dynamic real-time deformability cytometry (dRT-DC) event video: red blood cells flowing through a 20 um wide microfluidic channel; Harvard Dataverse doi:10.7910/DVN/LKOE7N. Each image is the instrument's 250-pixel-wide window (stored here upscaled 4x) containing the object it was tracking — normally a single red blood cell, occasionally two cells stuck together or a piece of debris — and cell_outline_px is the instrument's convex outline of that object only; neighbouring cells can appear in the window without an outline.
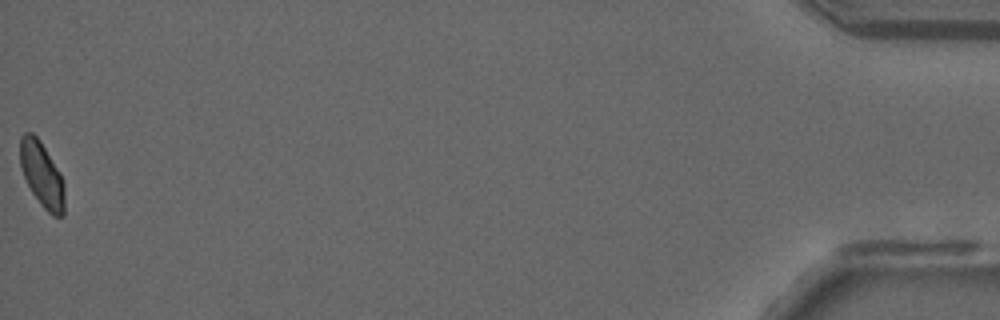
{"species": "common noctule bat (a hibernating species)", "species_latin": "Nyctalus noctula", "temperature_condition": "room temperature", "stored_images_in_passage": 49, "camera_frame_rate_fps": 3000, "um_per_image_px": 0.085, "animal": {"sex": "male", "forearm_length_mm": 52.5}, "frame": {"image": 1, "passage_image": 49, "time_ms": 16.0, "image_size_px": [1000, 320], "cell_outline_px": [[64, 216], [52, 216], [40, 204], [32, 192], [20, 168], [20, 136], [24, 132], [32, 132], [40, 140], [60, 172], [64, 184]], "centroid_in_image_um": [3.56, 14.83], "position_along_channel_um": 431.6, "area_um2": 16.94}}